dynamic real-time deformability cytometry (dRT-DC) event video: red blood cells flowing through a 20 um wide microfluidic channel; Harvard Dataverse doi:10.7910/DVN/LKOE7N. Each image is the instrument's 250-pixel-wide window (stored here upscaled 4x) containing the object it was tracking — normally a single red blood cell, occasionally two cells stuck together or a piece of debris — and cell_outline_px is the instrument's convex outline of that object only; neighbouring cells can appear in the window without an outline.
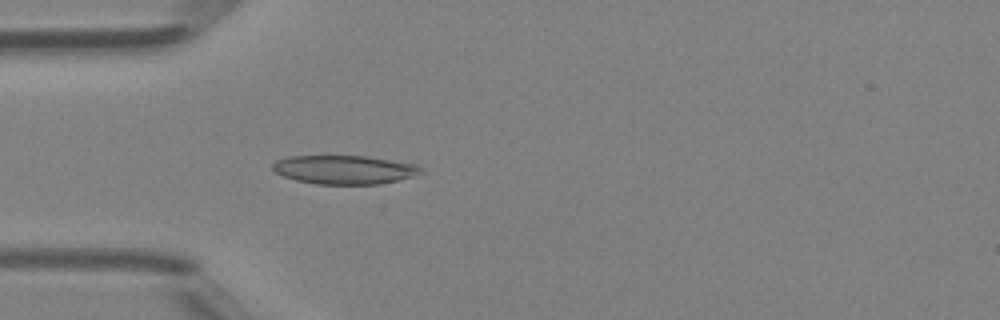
{"species": "Egyptian fruit bat (a non-hibernating species)", "species_latin": "Rousettus aegyptiacus", "temperature_condition": "room temperature", "stored_images_in_passage": 48, "camera_frame_rate_fps": 3000, "um_per_image_px": 0.085, "animal": {"sex": "female"}, "frame": {"image": 1, "passage_image": 14, "time_ms": 4.333, "image_size_px": [1000, 320], "cell_outline_px": [[420, 172], [396, 180], [380, 184], [316, 184], [296, 180], [284, 176], [276, 172], [272, 168], [272, 164], [276, 160], [288, 156], [368, 156], [420, 164]], "centroid_in_image_um": [29.23, 14.41], "position_along_channel_um": 55.8, "area_um2": 24.68}}
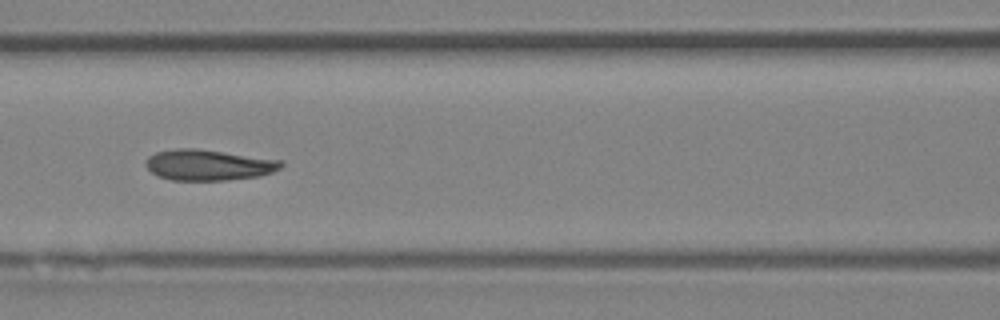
{"frame": {"image": 2, "passage_image": 21, "time_ms": 6.667, "image_size_px": [1000, 320], "cell_outline_px": [[284, 164], [280, 168], [272, 172], [260, 176], [228, 180], [172, 180], [160, 176], [152, 172], [144, 164], [144, 160], [148, 156], [156, 152], [176, 148], [196, 148], [284, 160]], "centroid_in_image_um": [17.73, 14.01], "position_along_channel_um": 148.9, "area_um2": 24.45}}
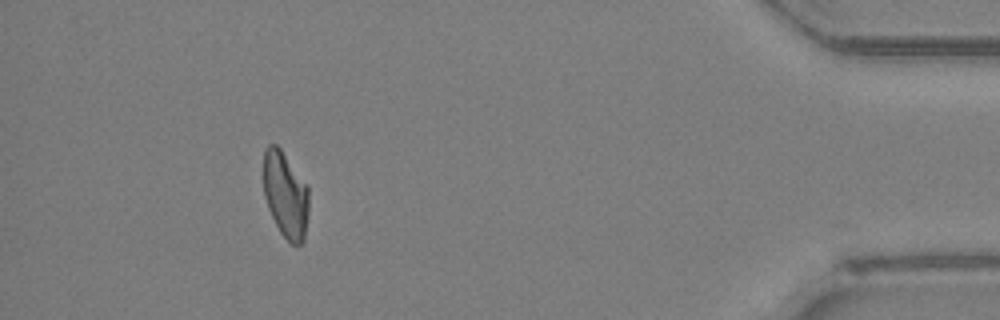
{"frame": {"image": 3, "passage_image": 44, "time_ms": 14.333, "image_size_px": [1000, 320], "cell_outline_px": [[308, 212], [304, 240], [300, 244], [292, 244], [280, 232], [268, 208], [264, 196], [264, 148], [268, 144], [276, 144], [280, 148], [308, 184]], "centroid_in_image_um": [24.27, 16.52], "position_along_channel_um": 410.9, "area_um2": 22.83}, "authors_computed_cell_mechanics": {"area_um2": 24.565, "velocity_mm_per_s": 4.1986, "shape_relaxation_time_tau1_ms": 5.6196, "shape_relaxation_time_tau2_ms": 1.3322, "deformation_change_tau1": 0.1711, "deformation_change_tau2": 0.0601}}